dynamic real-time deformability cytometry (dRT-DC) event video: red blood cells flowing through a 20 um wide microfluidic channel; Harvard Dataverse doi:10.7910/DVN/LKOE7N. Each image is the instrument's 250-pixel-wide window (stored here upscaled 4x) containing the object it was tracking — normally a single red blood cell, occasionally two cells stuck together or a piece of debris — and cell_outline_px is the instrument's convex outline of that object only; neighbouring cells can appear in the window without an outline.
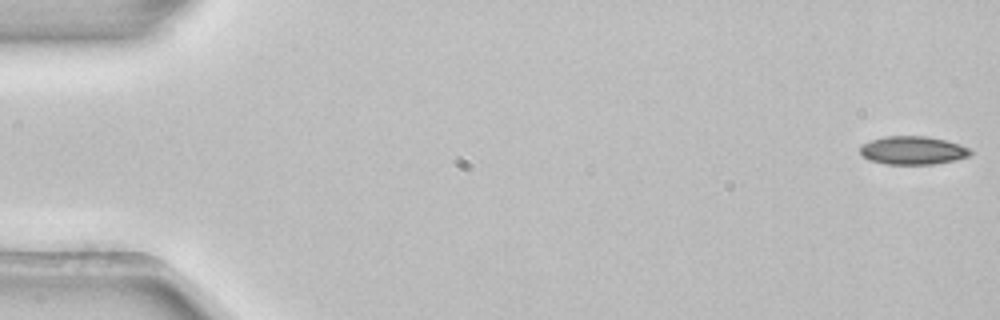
{"species": "common noctule bat (a hibernating species)", "species_latin": "Nyctalus noctula", "temperature_condition": "room temperature", "stored_images_in_passage": 5, "camera_frame_rate_fps": 3000, "um_per_image_px": 0.085, "animal": {"sex": "female", "body_mass_g": 22.7, "forearm_length_mm": 54.2}, "frame": {"image": 1, "passage_image": 1, "time_ms": 0.0, "image_size_px": [1000, 320], "cell_outline_px": [[972, 152], [968, 156], [952, 160], [932, 164], [884, 164], [868, 160], [860, 156], [860, 144], [884, 136], [928, 136], [960, 144], [968, 148]], "centroid_in_image_um": [77.51, 12.78], "position_along_channel_um": 7.5, "area_um2": 18.21}}